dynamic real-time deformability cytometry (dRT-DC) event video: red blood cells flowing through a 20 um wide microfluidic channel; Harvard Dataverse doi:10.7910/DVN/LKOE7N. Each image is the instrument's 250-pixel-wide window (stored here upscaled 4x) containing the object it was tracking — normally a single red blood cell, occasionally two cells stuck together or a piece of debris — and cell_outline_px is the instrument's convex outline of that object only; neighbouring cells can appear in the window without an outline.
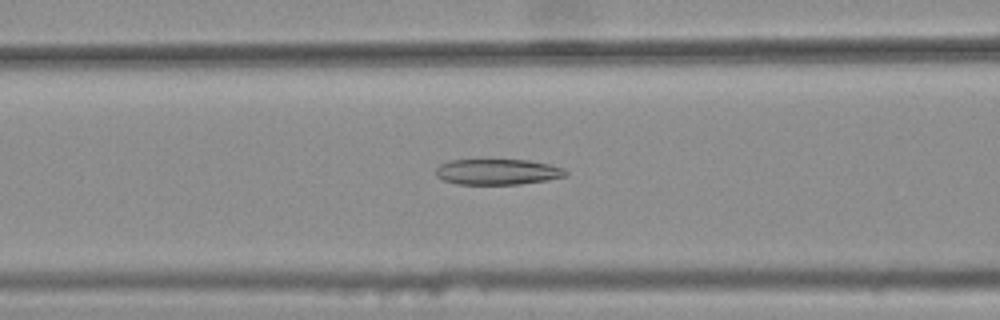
{"species": "common noctule bat (a hibernating species)", "species_latin": "Nyctalus noctula", "temperature_condition": "warm", "stored_images_in_passage": 45, "camera_frame_rate_fps": 3000, "um_per_image_px": 0.085, "animal": {"sex": "female", "body_mass_g": 25.1}, "frame": {"image": 1, "passage_image": 21, "time_ms": 6.667, "image_size_px": [1000, 320], "cell_outline_px": [[568, 176], [548, 180], [520, 184], [456, 184], [444, 180], [436, 176], [436, 168], [440, 164], [452, 160], [528, 160], [548, 164], [564, 168], [568, 172]], "centroid_in_image_um": [42.32, 14.61], "position_along_channel_um": 124.3, "area_um2": 19.48}}
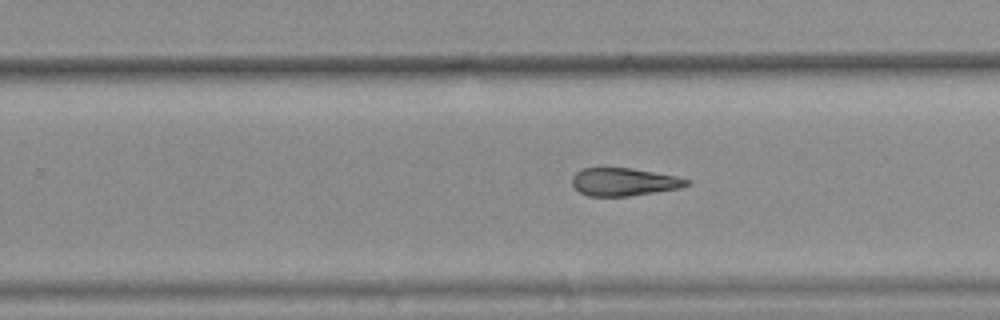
{"frame": {"image": 2, "passage_image": 33, "time_ms": 10.667, "image_size_px": [1000, 320], "cell_outline_px": [[688, 184], [680, 188], [628, 196], [588, 196], [580, 192], [572, 184], [572, 176], [580, 168], [632, 168], [676, 176], [688, 180]], "centroid_in_image_um": [52.99, 15.45], "position_along_channel_um": 276.8, "area_um2": 18.44}}
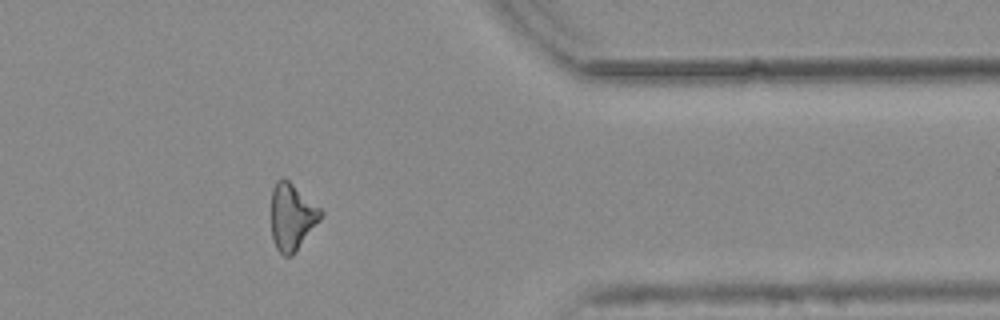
{"frame": {"image": 3, "passage_image": 43, "time_ms": 14.0, "image_size_px": [1000, 320], "cell_outline_px": [[324, 212], [320, 220], [292, 256], [284, 256], [276, 248], [272, 236], [272, 188], [276, 180], [284, 176], [320, 208]], "centroid_in_image_um": [24.81, 18.41], "position_along_channel_um": 386.6, "area_um2": 19.13}, "authors_computed_cell_mechanics": {"area_um2": 19.7676, "velocity_mm_per_s": 3.8212, "shape_relaxation_time_tau1_ms": null, "shape_relaxation_time_tau2_ms": 6.4815, "deformation_change_tau1": null, "deformation_change_tau2": 0.1892}}